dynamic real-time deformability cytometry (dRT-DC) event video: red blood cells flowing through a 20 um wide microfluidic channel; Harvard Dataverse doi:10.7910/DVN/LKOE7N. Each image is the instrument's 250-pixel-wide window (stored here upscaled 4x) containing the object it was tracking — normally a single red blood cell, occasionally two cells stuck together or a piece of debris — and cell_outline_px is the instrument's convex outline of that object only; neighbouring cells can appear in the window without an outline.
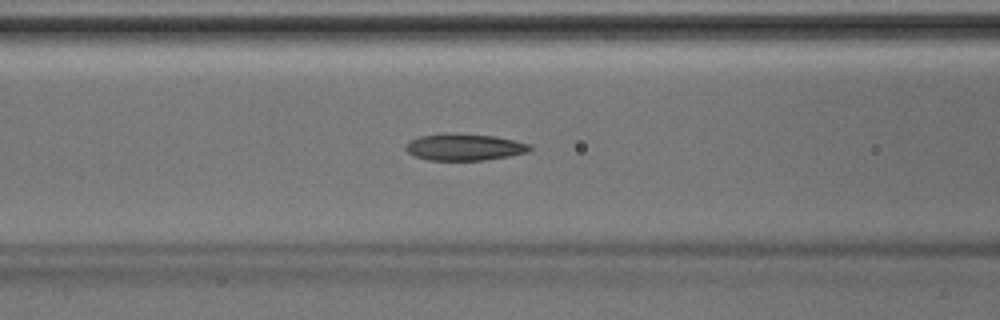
{"species": "Egyptian fruit bat (a non-hibernating species)", "species_latin": "Rousettus aegyptiacus", "temperature_condition": "room temperature", "stored_images_in_passage": 38, "camera_frame_rate_fps": 3000, "um_per_image_px": 0.085, "animal": {"sex": "male"}, "frame": {"image": 1, "passage_image": 12, "time_ms": 3.667, "image_size_px": [1000, 320], "cell_outline_px": [[532, 148], [528, 152], [508, 156], [484, 160], [428, 160], [416, 156], [408, 152], [404, 148], [408, 140], [420, 136], [496, 136], [532, 144]], "centroid_in_image_um": [39.51, 12.55], "position_along_channel_um": 127.1, "area_um2": 18.44}}